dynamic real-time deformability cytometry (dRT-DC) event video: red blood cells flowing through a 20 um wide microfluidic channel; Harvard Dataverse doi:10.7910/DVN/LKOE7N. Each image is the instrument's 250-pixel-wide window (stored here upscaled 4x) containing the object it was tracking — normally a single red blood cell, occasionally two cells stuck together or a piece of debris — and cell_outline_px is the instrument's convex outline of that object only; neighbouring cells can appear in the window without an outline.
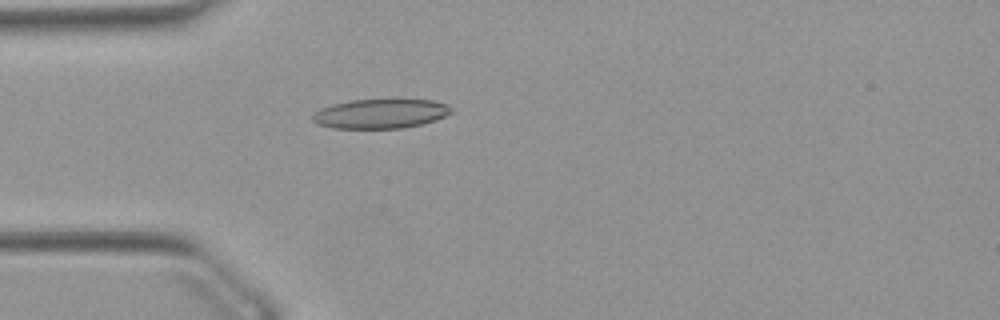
{"species": "Egyptian fruit bat (a non-hibernating species)", "species_latin": "Rousettus aegyptiacus", "temperature_condition": "warm", "stored_images_in_passage": 42, "camera_frame_rate_fps": 3000, "um_per_image_px": 0.085, "animal": {"sex": "female"}, "frame": {"image": 1, "passage_image": 5, "time_ms": 1.333, "image_size_px": [1000, 320], "cell_outline_px": [[452, 112], [436, 120], [404, 128], [332, 128], [316, 124], [312, 120], [312, 116], [320, 108], [332, 104], [352, 100], [436, 100], [448, 104], [452, 108]], "centroid_in_image_um": [32.34, 9.66], "position_along_channel_um": 52.7, "area_um2": 23.76}}
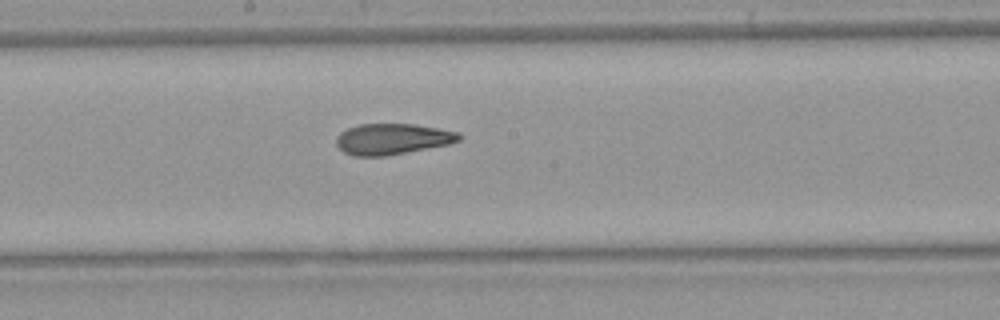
{"frame": {"image": 2, "passage_image": 18, "time_ms": 5.667, "image_size_px": [1000, 320], "cell_outline_px": [[460, 140], [448, 144], [384, 156], [352, 156], [344, 152], [336, 144], [336, 136], [340, 132], [348, 128], [360, 124], [412, 124], [460, 132]], "centroid_in_image_um": [33.31, 11.81], "position_along_channel_um": 214.9, "area_um2": 21.91}}
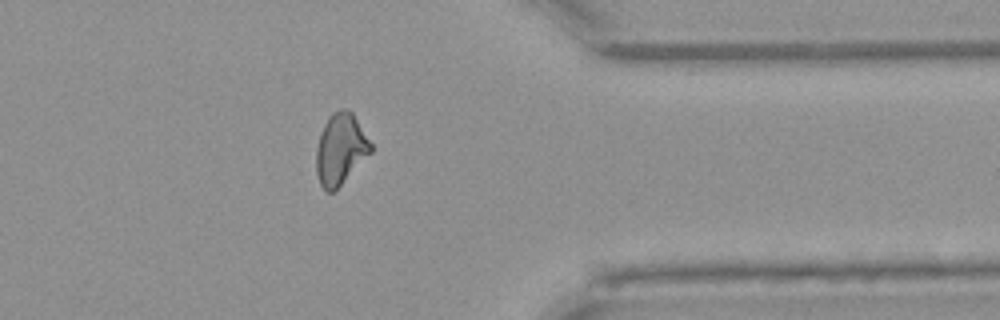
{"frame": {"image": 3, "passage_image": 32, "time_ms": 10.333, "image_size_px": [1000, 320], "cell_outline_px": [[372, 152], [332, 192], [328, 192], [320, 184], [316, 172], [316, 148], [320, 132], [328, 116], [332, 112], [340, 108], [344, 108], [352, 112], [372, 144]], "centroid_in_image_um": [28.93, 12.63], "position_along_channel_um": 382.5, "area_um2": 22.43}, "authors_computed_cell_mechanics": {"area_um2": 22.6865, "velocity_mm_per_s": 3.9019, "shape_relaxation_time_tau1_ms": null, "shape_relaxation_time_tau2_ms": 3.2181, "deformation_change_tau1": null, "deformation_change_tau2": 0.1121}}